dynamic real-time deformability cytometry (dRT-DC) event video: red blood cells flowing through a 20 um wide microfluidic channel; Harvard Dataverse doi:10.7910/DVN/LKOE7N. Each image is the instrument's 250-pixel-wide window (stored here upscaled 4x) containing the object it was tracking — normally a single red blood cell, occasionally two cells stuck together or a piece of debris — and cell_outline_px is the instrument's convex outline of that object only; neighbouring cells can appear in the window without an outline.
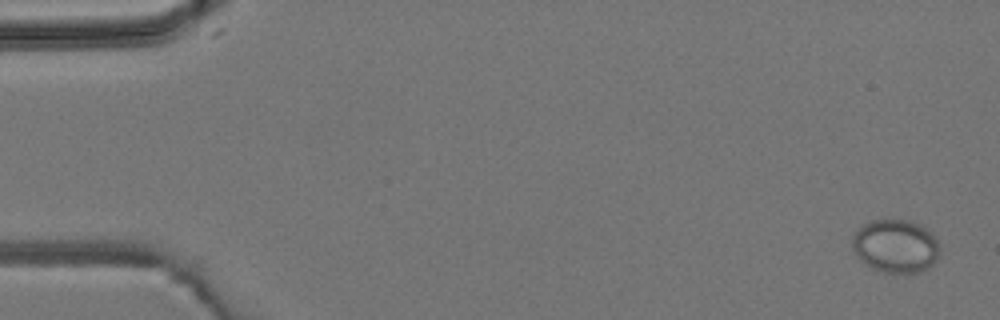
{"species": "common noctule bat (a hibernating species)", "species_latin": "Nyctalus noctula", "temperature_condition": "room temperature", "stored_images_in_passage": 8, "camera_frame_rate_fps": 3000, "um_per_image_px": 0.085, "animal": {"sex": "male", "body_mass_g": 19.2, "forearm_length_mm": 51.8}, "frame": {"image": 1, "passage_image": 1, "time_ms": 0.0, "image_size_px": [1000, 320], "cell_outline_px": [[940, 252], [936, 260], [928, 268], [920, 272], [884, 272], [872, 268], [864, 264], [856, 256], [852, 248], [852, 236], [864, 224], [872, 220], [908, 220], [920, 224], [932, 232], [940, 248]], "centroid_in_image_um": [76.12, 20.91], "position_along_channel_um": 8.9, "area_um2": 27.22}}
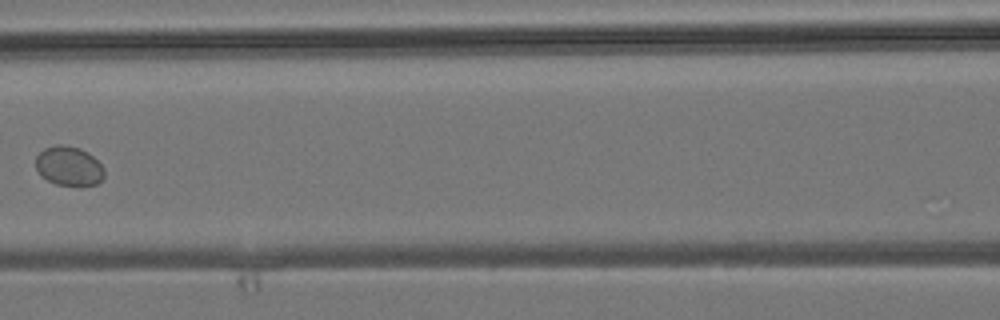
{"frame": {"image": 2, "passage_image": 7, "time_ms": 7.0, "image_size_px": [1000, 320], "cell_outline_px": [[104, 180], [96, 184], [80, 188], [56, 184], [40, 176], [36, 168], [36, 156], [44, 148], [56, 144], [64, 144], [80, 148], [88, 152], [104, 168]], "centroid_in_image_um": [5.87, 14.14], "position_along_channel_um": 160.7, "area_um2": 16.24}}
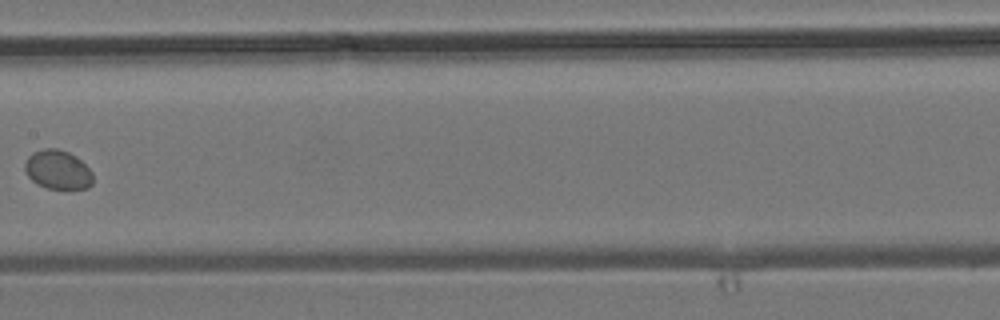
{"frame": {"image": 3, "passage_image": 8, "time_ms": 8.0, "image_size_px": [1000, 320], "cell_outline_px": [[92, 184], [88, 188], [48, 188], [36, 184], [28, 176], [24, 168], [24, 164], [28, 156], [32, 152], [44, 148], [56, 148], [68, 152], [76, 156], [92, 172]], "centroid_in_image_um": [4.88, 14.41], "position_along_channel_um": 202.5, "area_um2": 15.43}}